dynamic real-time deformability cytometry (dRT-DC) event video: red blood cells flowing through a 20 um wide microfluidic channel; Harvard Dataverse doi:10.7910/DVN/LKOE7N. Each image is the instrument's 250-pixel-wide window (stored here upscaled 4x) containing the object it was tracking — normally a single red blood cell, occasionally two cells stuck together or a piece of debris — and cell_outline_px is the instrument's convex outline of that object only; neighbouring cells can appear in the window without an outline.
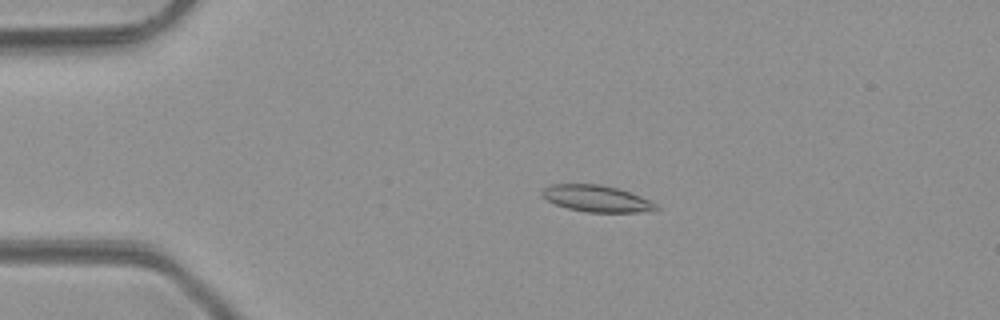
{"species": "common noctule bat (a hibernating species)", "species_latin": "Nyctalus noctula", "temperature_condition": "room temperature", "stored_images_in_passage": 4, "camera_frame_rate_fps": 3000, "um_per_image_px": 0.085, "animal": {"sex": "male", "body_mass_g": 23.1, "forearm_length_mm": 52.7}, "frame": {"image": 1, "passage_image": 2, "time_ms": 1.333, "image_size_px": [1000, 320], "cell_outline_px": [[660, 208], [656, 212], [588, 212], [568, 208], [556, 204], [548, 200], [540, 192], [544, 188], [552, 184], [600, 184], [616, 188], [640, 196], [656, 204]], "centroid_in_image_um": [50.75, 16.89], "position_along_channel_um": 34.2, "area_um2": 17.51}}